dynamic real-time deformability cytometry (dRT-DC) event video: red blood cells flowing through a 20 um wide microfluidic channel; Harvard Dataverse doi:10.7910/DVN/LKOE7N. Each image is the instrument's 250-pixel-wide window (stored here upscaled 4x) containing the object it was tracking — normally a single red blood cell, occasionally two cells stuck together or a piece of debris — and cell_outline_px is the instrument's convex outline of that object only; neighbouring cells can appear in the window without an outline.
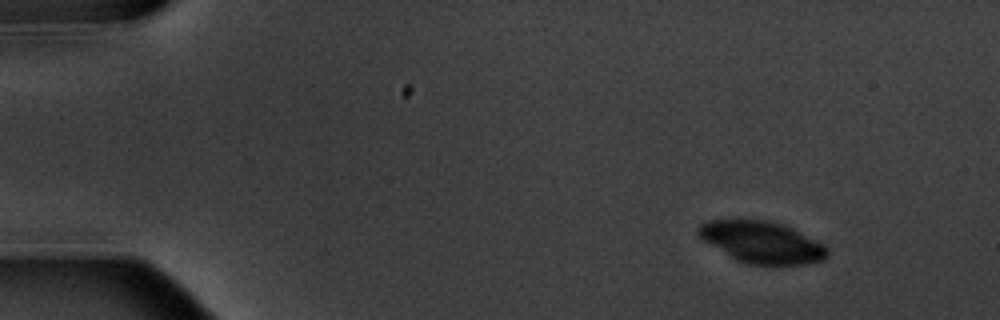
{"species": "common noctule bat (a hibernating species)", "species_latin": "Nyctalus noctula", "temperature_condition": "warm", "stored_images_in_passage": 5, "camera_frame_rate_fps": 3000, "um_per_image_px": 0.085, "animal": {"sex": "male", "body_mass_g": 20.1, "forearm_length_mm": 53.5}, "frame": {"image": 1, "passage_image": 2, "time_ms": 1.0, "image_size_px": [1000, 320], "cell_outline_px": [[828, 256], [824, 260], [804, 264], [744, 264], [736, 260], [704, 240], [696, 232], [696, 228], [700, 224], [708, 220], [764, 220], [780, 224], [792, 228], [824, 244], [828, 248]], "centroid_in_image_um": [64.77, 20.59], "position_along_channel_um": 20.2, "area_um2": 31.04}}